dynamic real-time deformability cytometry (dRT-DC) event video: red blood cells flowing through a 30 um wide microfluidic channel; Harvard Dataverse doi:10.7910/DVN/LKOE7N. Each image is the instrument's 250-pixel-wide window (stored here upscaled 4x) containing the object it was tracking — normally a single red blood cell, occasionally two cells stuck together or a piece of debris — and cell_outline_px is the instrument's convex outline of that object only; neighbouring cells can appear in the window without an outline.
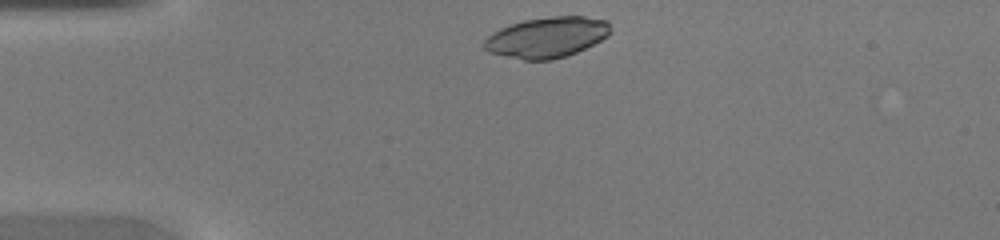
{"species": "common noctule bat (a hibernating species)", "species_latin": "Nyctalus noctula", "temperature_condition": "warm", "stored_images_in_passage": 32, "camera_frame_rate_fps": 3000, "um_per_image_px": 0.085, "animal": {"sex": "female", "body_mass_g": 20.0, "forearm_length_mm": 54.0}, "frame": {"image": 1, "passage_image": 1, "time_ms": 0.0, "image_size_px": [1000, 240], "cell_outline_px": [[612, 32], [608, 36], [568, 56], [552, 60], [524, 60], [504, 56], [488, 52], [484, 48], [484, 40], [492, 32], [500, 28], [524, 20], [552, 16], [584, 16], [608, 20]], "centroid_in_image_um": [46.49, 3.17], "position_along_channel_um": 38.5, "area_um2": 30.0}}
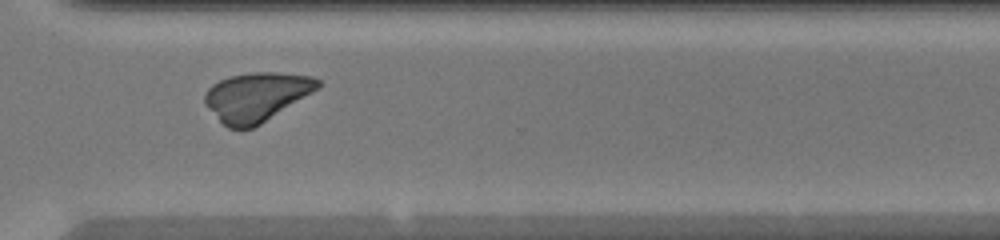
{"frame": {"image": 2, "passage_image": 24, "time_ms": 7.667, "image_size_px": [1000, 240], "cell_outline_px": [[320, 88], [260, 124], [252, 128], [228, 128], [204, 104], [204, 92], [212, 84], [220, 80], [232, 76], [252, 72], [276, 72], [312, 76], [320, 80]], "centroid_in_image_um": [21.8, 8.21], "position_along_channel_um": 348.8, "area_um2": 32.02}}
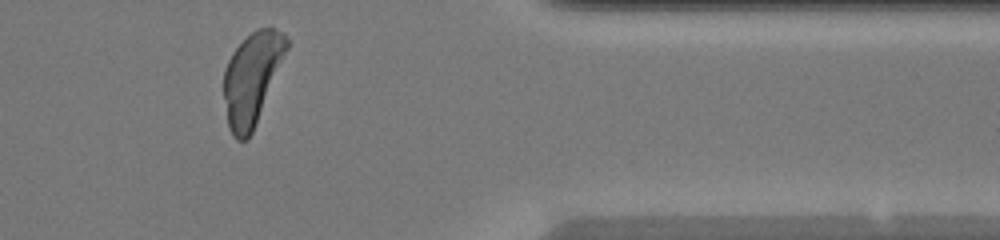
{"frame": {"image": 3, "passage_image": 28, "time_ms": 9.0, "image_size_px": [1000, 240], "cell_outline_px": [[288, 48], [252, 132], [248, 140], [236, 140], [232, 136], [228, 128], [224, 96], [224, 68], [232, 52], [256, 28], [272, 28], [284, 32], [288, 40]], "centroid_in_image_um": [21.4, 6.66], "position_along_channel_um": 390.0, "area_um2": 33.23}}